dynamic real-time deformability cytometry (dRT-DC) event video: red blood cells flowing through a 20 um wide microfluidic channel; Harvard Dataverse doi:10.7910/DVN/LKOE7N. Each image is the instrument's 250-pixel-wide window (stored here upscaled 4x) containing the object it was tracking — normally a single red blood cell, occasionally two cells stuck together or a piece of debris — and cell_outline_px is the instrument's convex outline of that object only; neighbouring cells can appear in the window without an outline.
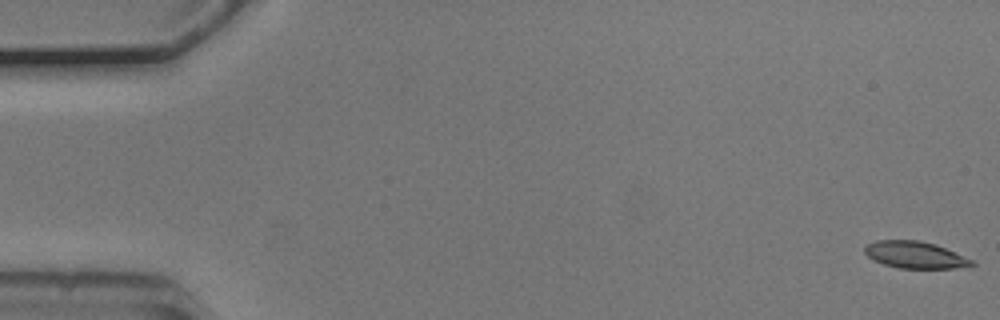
{"species": "common noctule bat (a hibernating species)", "species_latin": "Nyctalus noctula", "temperature_condition": "cold", "stored_images_in_passage": 48, "camera_frame_rate_fps": 3000, "um_per_image_px": 0.085, "animal": {"sex": "male", "body_mass_g": 20.5, "forearm_length_mm": 52.5}, "frame": {"image": 1, "passage_image": 1, "time_ms": 0.0, "image_size_px": [1000, 320], "cell_outline_px": [[976, 264], [972, 268], [900, 268], [884, 264], [872, 260], [864, 252], [864, 248], [868, 244], [876, 240], [920, 240], [936, 244], [976, 260]], "centroid_in_image_um": [77.88, 21.67], "position_along_channel_um": 7.1, "area_um2": 17.17}}
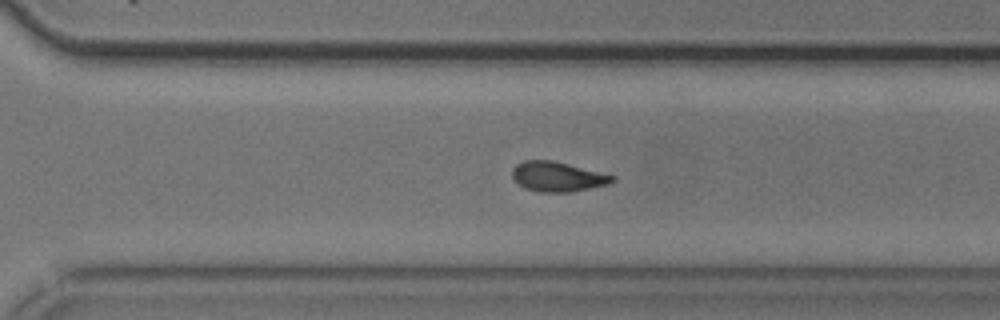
{"frame": {"image": 2, "passage_image": 38, "time_ms": 12.333, "image_size_px": [1000, 320], "cell_outline_px": [[616, 180], [608, 184], [572, 192], [540, 192], [524, 188], [512, 176], [512, 168], [516, 164], [524, 160], [552, 160], [616, 176]], "centroid_in_image_um": [47.39, 15.01], "position_along_channel_um": 323.2, "area_um2": 17.34}}
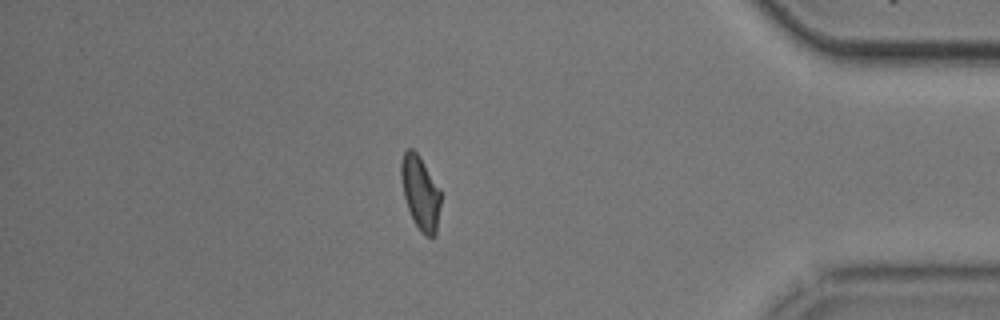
{"frame": {"image": 3, "passage_image": 47, "time_ms": 15.333, "image_size_px": [1000, 320], "cell_outline_px": [[440, 204], [436, 236], [424, 236], [420, 232], [408, 208], [404, 196], [400, 176], [400, 164], [404, 152], [408, 148], [412, 148], [416, 152], [440, 188]], "centroid_in_image_um": [35.73, 16.39], "position_along_channel_um": 399.5, "area_um2": 16.88}}